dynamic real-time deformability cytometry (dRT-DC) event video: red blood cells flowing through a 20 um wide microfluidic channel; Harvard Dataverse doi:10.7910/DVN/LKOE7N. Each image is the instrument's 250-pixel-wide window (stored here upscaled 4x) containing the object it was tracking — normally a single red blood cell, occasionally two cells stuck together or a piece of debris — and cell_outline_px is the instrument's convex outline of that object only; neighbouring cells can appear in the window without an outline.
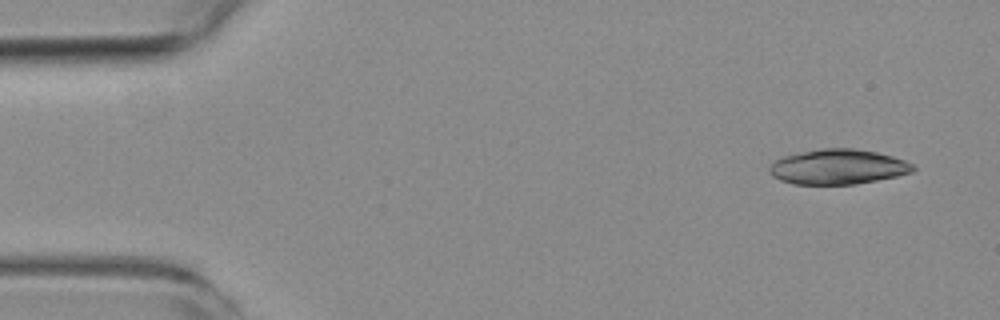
{"species": "common noctule bat (a hibernating species)", "species_latin": "Nyctalus noctula", "temperature_condition": "room temperature", "stored_images_in_passage": 4, "camera_frame_rate_fps": 3000, "um_per_image_px": 0.085, "animal": {"sex": "female", "body_mass_g": 19.3, "forearm_length_mm": 54.1}, "frame": {"image": 1, "passage_image": 1, "time_ms": 0.0, "image_size_px": [1000, 320], "cell_outline_px": [[916, 168], [912, 172], [896, 176], [856, 184], [792, 184], [780, 180], [772, 176], [768, 172], [768, 168], [776, 160], [784, 156], [824, 148], [852, 148], [876, 152], [892, 156], [904, 160], [912, 164]], "centroid_in_image_um": [71.22, 14.19], "position_along_channel_um": 13.8, "area_um2": 29.07}}